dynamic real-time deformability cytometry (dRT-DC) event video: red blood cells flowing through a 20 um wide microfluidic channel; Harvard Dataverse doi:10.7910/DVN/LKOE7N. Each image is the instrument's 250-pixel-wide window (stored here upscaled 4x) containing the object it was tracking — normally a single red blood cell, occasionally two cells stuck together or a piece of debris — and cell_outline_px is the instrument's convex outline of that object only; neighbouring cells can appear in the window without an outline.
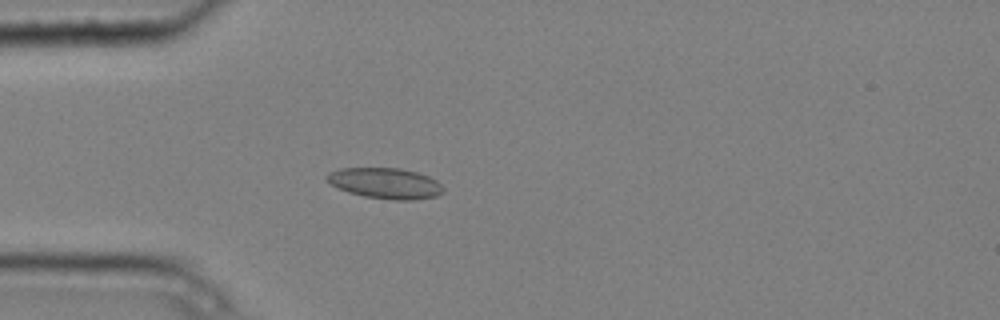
{"species": "common noctule bat (a hibernating species)", "species_latin": "Nyctalus noctula", "temperature_condition": "cold", "stored_images_in_passage": 5, "camera_frame_rate_fps": 3000, "um_per_image_px": 0.085, "animal": {"sex": "male", "body_mass_g": 20.4}, "frame": {"image": 1, "passage_image": 5, "time_ms": 1.333, "image_size_px": [1000, 320], "cell_outline_px": [[444, 192], [436, 196], [412, 200], [396, 200], [364, 196], [348, 192], [332, 184], [324, 176], [328, 172], [340, 168], [400, 168], [416, 172], [428, 176], [436, 180], [444, 188]], "centroid_in_image_um": [32.76, 15.57], "position_along_channel_um": 52.2, "area_um2": 20.75}}